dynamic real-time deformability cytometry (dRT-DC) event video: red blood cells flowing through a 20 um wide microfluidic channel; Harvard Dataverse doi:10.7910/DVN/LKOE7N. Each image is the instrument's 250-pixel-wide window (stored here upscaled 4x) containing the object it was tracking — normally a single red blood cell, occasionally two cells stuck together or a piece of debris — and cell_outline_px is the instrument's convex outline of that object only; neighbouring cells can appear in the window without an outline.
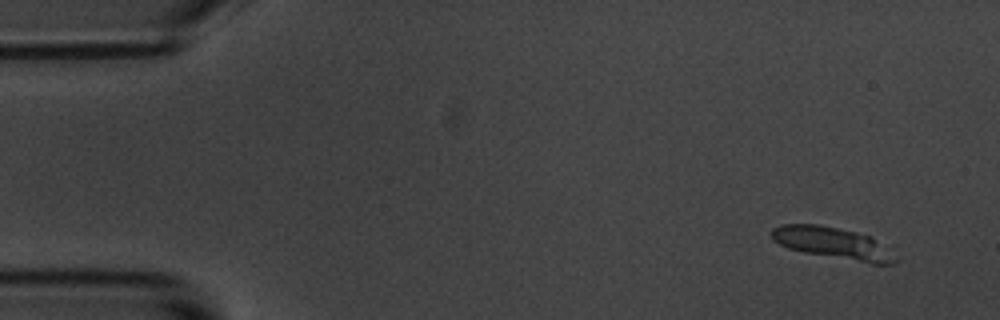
{"species": "common noctule bat (a hibernating species)", "species_latin": "Nyctalus noctula", "temperature_condition": "room temperature", "stored_images_in_passage": 4, "camera_frame_rate_fps": 3000, "um_per_image_px": 0.085, "animal": {"sex": "male", "body_mass_g": 20.1, "forearm_length_mm": 53.5}, "frame": {"image": 1, "passage_image": 1, "time_ms": 0.0, "image_size_px": [1000, 320], "cell_outline_px": [[900, 260], [896, 264], [872, 264], [804, 252], [788, 248], [772, 240], [768, 232], [772, 228], [780, 224], [816, 224], [856, 232], [872, 236], [900, 256]], "centroid_in_image_um": [70.85, 20.68], "position_along_channel_um": 14.1, "area_um2": 23.35}}
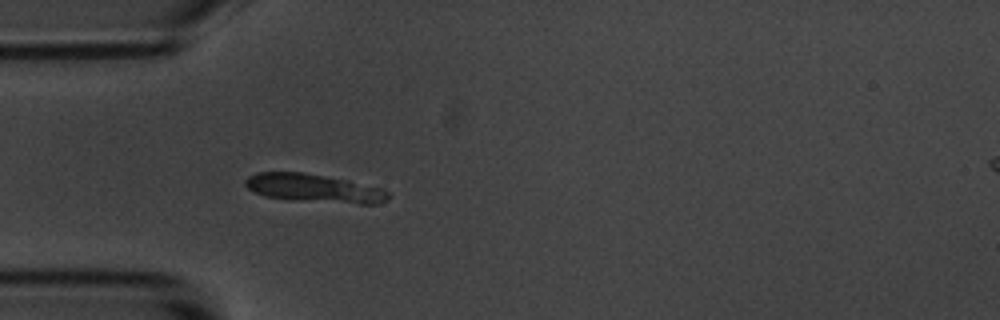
{"frame": {"image": 2, "passage_image": 4, "time_ms": 4.333, "image_size_px": [1000, 320], "cell_outline_px": [[388, 200], [376, 204], [360, 204], [292, 200], [264, 196], [248, 188], [244, 184], [244, 180], [248, 176], [256, 172], [304, 172], [348, 180], [384, 188], [388, 192]], "centroid_in_image_um": [26.71, 16.0], "position_along_channel_um": 58.3, "area_um2": 23.81}}